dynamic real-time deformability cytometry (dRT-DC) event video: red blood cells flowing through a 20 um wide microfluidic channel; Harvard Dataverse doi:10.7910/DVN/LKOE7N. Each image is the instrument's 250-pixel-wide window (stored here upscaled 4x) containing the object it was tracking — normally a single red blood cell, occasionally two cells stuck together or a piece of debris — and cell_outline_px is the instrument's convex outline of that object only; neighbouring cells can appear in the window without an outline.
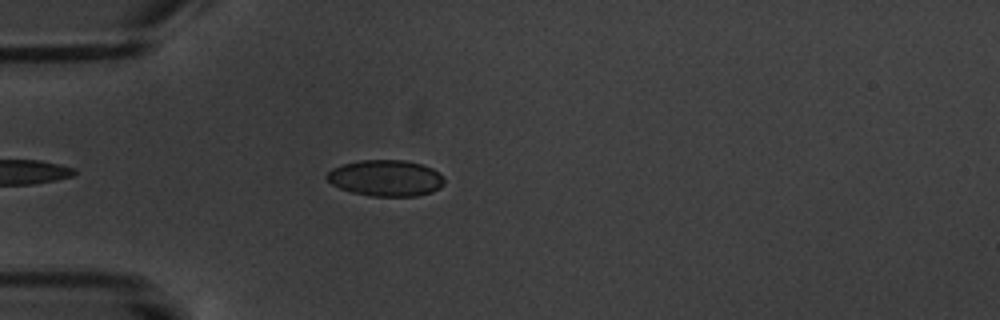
{"species": "common noctule bat (a hibernating species)", "species_latin": "Nyctalus noctula", "temperature_condition": "warm", "stored_images_in_passage": 7, "camera_frame_rate_fps": 3000, "um_per_image_px": 0.085, "animal": {"sex": "male", "body_mass_g": 20.1, "forearm_length_mm": 53.5}, "frame": {"image": 1, "passage_image": 6, "time_ms": 5.667, "image_size_px": [1000, 320], "cell_outline_px": [[444, 184], [440, 188], [432, 192], [416, 196], [368, 196], [352, 192], [340, 188], [332, 184], [324, 176], [332, 168], [344, 164], [360, 160], [404, 160], [424, 164], [432, 168], [444, 180]], "centroid_in_image_um": [32.78, 15.14], "position_along_channel_um": 52.2, "area_um2": 24.8}}